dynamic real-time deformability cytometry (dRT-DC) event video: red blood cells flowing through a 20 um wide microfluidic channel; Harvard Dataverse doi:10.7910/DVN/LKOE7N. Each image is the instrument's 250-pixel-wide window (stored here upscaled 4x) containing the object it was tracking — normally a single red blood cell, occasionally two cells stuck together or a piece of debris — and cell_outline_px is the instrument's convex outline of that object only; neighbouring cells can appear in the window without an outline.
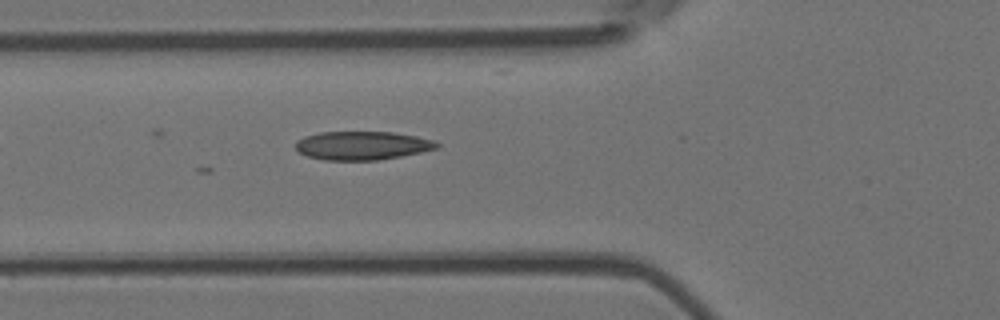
{"species": "Egyptian fruit bat (a non-hibernating species)", "species_latin": "Rousettus aegyptiacus", "temperature_condition": "room temperature", "stored_images_in_passage": 5, "camera_frame_rate_fps": 3000, "um_per_image_px": 0.085, "animal": {"sex": "female"}, "frame": {"image": 1, "passage_image": 5, "time_ms": 1.333, "image_size_px": [1000, 320], "cell_outline_px": [[440, 144], [436, 148], [420, 152], [380, 160], [324, 160], [308, 156], [300, 152], [296, 148], [296, 140], [304, 136], [320, 132], [392, 132], [416, 136], [436, 140]], "centroid_in_image_um": [30.79, 12.37], "position_along_channel_um": 95.0, "area_um2": 23.47}}